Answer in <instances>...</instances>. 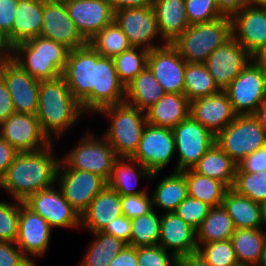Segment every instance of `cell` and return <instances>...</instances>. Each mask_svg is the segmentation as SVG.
I'll list each match as a JSON object with an SVG mask.
<instances>
[{
    "label": "cell",
    "mask_w": 266,
    "mask_h": 266,
    "mask_svg": "<svg viewBox=\"0 0 266 266\" xmlns=\"http://www.w3.org/2000/svg\"><path fill=\"white\" fill-rule=\"evenodd\" d=\"M54 144L47 148L18 152L0 181L4 189L14 200L24 201L37 191L56 185L61 158L53 154Z\"/></svg>",
    "instance_id": "6da1fadb"
},
{
    "label": "cell",
    "mask_w": 266,
    "mask_h": 266,
    "mask_svg": "<svg viewBox=\"0 0 266 266\" xmlns=\"http://www.w3.org/2000/svg\"><path fill=\"white\" fill-rule=\"evenodd\" d=\"M84 113L63 76L39 81L36 116L42 131L51 141L60 140L67 130H71L77 124Z\"/></svg>",
    "instance_id": "7a4b0ae2"
},
{
    "label": "cell",
    "mask_w": 266,
    "mask_h": 266,
    "mask_svg": "<svg viewBox=\"0 0 266 266\" xmlns=\"http://www.w3.org/2000/svg\"><path fill=\"white\" fill-rule=\"evenodd\" d=\"M70 49L41 36L16 44L9 56L38 81L62 76Z\"/></svg>",
    "instance_id": "3957f363"
},
{
    "label": "cell",
    "mask_w": 266,
    "mask_h": 266,
    "mask_svg": "<svg viewBox=\"0 0 266 266\" xmlns=\"http://www.w3.org/2000/svg\"><path fill=\"white\" fill-rule=\"evenodd\" d=\"M98 113L110 121L102 136L114 149L116 157L132 158L147 124L145 111L122 102L104 107Z\"/></svg>",
    "instance_id": "277c9868"
},
{
    "label": "cell",
    "mask_w": 266,
    "mask_h": 266,
    "mask_svg": "<svg viewBox=\"0 0 266 266\" xmlns=\"http://www.w3.org/2000/svg\"><path fill=\"white\" fill-rule=\"evenodd\" d=\"M232 37L230 16L190 25L171 45L187 63H204L209 55Z\"/></svg>",
    "instance_id": "5b68a950"
},
{
    "label": "cell",
    "mask_w": 266,
    "mask_h": 266,
    "mask_svg": "<svg viewBox=\"0 0 266 266\" xmlns=\"http://www.w3.org/2000/svg\"><path fill=\"white\" fill-rule=\"evenodd\" d=\"M85 115L92 113V88H96L97 51L88 43L69 51L62 74ZM87 112V113H86Z\"/></svg>",
    "instance_id": "8992f818"
},
{
    "label": "cell",
    "mask_w": 266,
    "mask_h": 266,
    "mask_svg": "<svg viewBox=\"0 0 266 266\" xmlns=\"http://www.w3.org/2000/svg\"><path fill=\"white\" fill-rule=\"evenodd\" d=\"M215 143L236 163L266 146V134L254 115L236 116L215 136Z\"/></svg>",
    "instance_id": "52a82bcc"
},
{
    "label": "cell",
    "mask_w": 266,
    "mask_h": 266,
    "mask_svg": "<svg viewBox=\"0 0 266 266\" xmlns=\"http://www.w3.org/2000/svg\"><path fill=\"white\" fill-rule=\"evenodd\" d=\"M116 158L114 149L104 137L88 133L61 160L71 169L97 174L107 182Z\"/></svg>",
    "instance_id": "ba28073f"
},
{
    "label": "cell",
    "mask_w": 266,
    "mask_h": 266,
    "mask_svg": "<svg viewBox=\"0 0 266 266\" xmlns=\"http://www.w3.org/2000/svg\"><path fill=\"white\" fill-rule=\"evenodd\" d=\"M224 91L237 116L254 115L266 100V77L250 60Z\"/></svg>",
    "instance_id": "9c48e42d"
},
{
    "label": "cell",
    "mask_w": 266,
    "mask_h": 266,
    "mask_svg": "<svg viewBox=\"0 0 266 266\" xmlns=\"http://www.w3.org/2000/svg\"><path fill=\"white\" fill-rule=\"evenodd\" d=\"M175 152L178 163L174 171L192 169L215 143V135L197 122L191 115L173 129Z\"/></svg>",
    "instance_id": "30bf717a"
},
{
    "label": "cell",
    "mask_w": 266,
    "mask_h": 266,
    "mask_svg": "<svg viewBox=\"0 0 266 266\" xmlns=\"http://www.w3.org/2000/svg\"><path fill=\"white\" fill-rule=\"evenodd\" d=\"M114 21L133 47H141L150 51L167 44L159 33L152 6L119 9L114 11ZM156 38H160L161 44L154 43Z\"/></svg>",
    "instance_id": "8fae6325"
},
{
    "label": "cell",
    "mask_w": 266,
    "mask_h": 266,
    "mask_svg": "<svg viewBox=\"0 0 266 266\" xmlns=\"http://www.w3.org/2000/svg\"><path fill=\"white\" fill-rule=\"evenodd\" d=\"M106 184L107 182L99 175L71 169L61 160L57 175V187L61 189L64 198L80 217Z\"/></svg>",
    "instance_id": "7c38bea8"
},
{
    "label": "cell",
    "mask_w": 266,
    "mask_h": 266,
    "mask_svg": "<svg viewBox=\"0 0 266 266\" xmlns=\"http://www.w3.org/2000/svg\"><path fill=\"white\" fill-rule=\"evenodd\" d=\"M0 77L8 87L15 113L36 114L39 81L9 55L0 56Z\"/></svg>",
    "instance_id": "4fadbf2b"
},
{
    "label": "cell",
    "mask_w": 266,
    "mask_h": 266,
    "mask_svg": "<svg viewBox=\"0 0 266 266\" xmlns=\"http://www.w3.org/2000/svg\"><path fill=\"white\" fill-rule=\"evenodd\" d=\"M53 186L29 195L23 203L46 220L53 230L57 228H79L80 215L64 198L61 189Z\"/></svg>",
    "instance_id": "5bb4252c"
},
{
    "label": "cell",
    "mask_w": 266,
    "mask_h": 266,
    "mask_svg": "<svg viewBox=\"0 0 266 266\" xmlns=\"http://www.w3.org/2000/svg\"><path fill=\"white\" fill-rule=\"evenodd\" d=\"M175 154L173 130L147 123L138 149L132 158L151 173H160L172 161Z\"/></svg>",
    "instance_id": "9a60e30c"
},
{
    "label": "cell",
    "mask_w": 266,
    "mask_h": 266,
    "mask_svg": "<svg viewBox=\"0 0 266 266\" xmlns=\"http://www.w3.org/2000/svg\"><path fill=\"white\" fill-rule=\"evenodd\" d=\"M0 136L18 152L42 150L53 143L42 131L36 114L13 113L0 125Z\"/></svg>",
    "instance_id": "2e32d148"
},
{
    "label": "cell",
    "mask_w": 266,
    "mask_h": 266,
    "mask_svg": "<svg viewBox=\"0 0 266 266\" xmlns=\"http://www.w3.org/2000/svg\"><path fill=\"white\" fill-rule=\"evenodd\" d=\"M52 231L46 220L20 201L16 245L35 266L34 260L43 256L50 248Z\"/></svg>",
    "instance_id": "e0dca14e"
},
{
    "label": "cell",
    "mask_w": 266,
    "mask_h": 266,
    "mask_svg": "<svg viewBox=\"0 0 266 266\" xmlns=\"http://www.w3.org/2000/svg\"><path fill=\"white\" fill-rule=\"evenodd\" d=\"M147 67L166 93H184L186 61L170 43L148 52Z\"/></svg>",
    "instance_id": "ac0fdd59"
},
{
    "label": "cell",
    "mask_w": 266,
    "mask_h": 266,
    "mask_svg": "<svg viewBox=\"0 0 266 266\" xmlns=\"http://www.w3.org/2000/svg\"><path fill=\"white\" fill-rule=\"evenodd\" d=\"M251 55L232 36L204 62L218 87L224 90L250 62Z\"/></svg>",
    "instance_id": "d6986e66"
},
{
    "label": "cell",
    "mask_w": 266,
    "mask_h": 266,
    "mask_svg": "<svg viewBox=\"0 0 266 266\" xmlns=\"http://www.w3.org/2000/svg\"><path fill=\"white\" fill-rule=\"evenodd\" d=\"M40 36L61 43L70 50L87 44L76 29L63 1L43 0V23Z\"/></svg>",
    "instance_id": "ffe728a7"
},
{
    "label": "cell",
    "mask_w": 266,
    "mask_h": 266,
    "mask_svg": "<svg viewBox=\"0 0 266 266\" xmlns=\"http://www.w3.org/2000/svg\"><path fill=\"white\" fill-rule=\"evenodd\" d=\"M76 29L88 41L114 21V10L109 0H64Z\"/></svg>",
    "instance_id": "44dd1931"
},
{
    "label": "cell",
    "mask_w": 266,
    "mask_h": 266,
    "mask_svg": "<svg viewBox=\"0 0 266 266\" xmlns=\"http://www.w3.org/2000/svg\"><path fill=\"white\" fill-rule=\"evenodd\" d=\"M231 22L232 36L250 55L266 46V7L244 6Z\"/></svg>",
    "instance_id": "7402d4cb"
},
{
    "label": "cell",
    "mask_w": 266,
    "mask_h": 266,
    "mask_svg": "<svg viewBox=\"0 0 266 266\" xmlns=\"http://www.w3.org/2000/svg\"><path fill=\"white\" fill-rule=\"evenodd\" d=\"M190 115L215 136L237 116L224 90L191 101Z\"/></svg>",
    "instance_id": "603a6c76"
},
{
    "label": "cell",
    "mask_w": 266,
    "mask_h": 266,
    "mask_svg": "<svg viewBox=\"0 0 266 266\" xmlns=\"http://www.w3.org/2000/svg\"><path fill=\"white\" fill-rule=\"evenodd\" d=\"M158 245L176 258L197 252L196 230L175 212L163 213Z\"/></svg>",
    "instance_id": "cb8c5ba5"
},
{
    "label": "cell",
    "mask_w": 266,
    "mask_h": 266,
    "mask_svg": "<svg viewBox=\"0 0 266 266\" xmlns=\"http://www.w3.org/2000/svg\"><path fill=\"white\" fill-rule=\"evenodd\" d=\"M125 102V86L119 81L112 57L97 52L96 88H92V113Z\"/></svg>",
    "instance_id": "d4e9b609"
},
{
    "label": "cell",
    "mask_w": 266,
    "mask_h": 266,
    "mask_svg": "<svg viewBox=\"0 0 266 266\" xmlns=\"http://www.w3.org/2000/svg\"><path fill=\"white\" fill-rule=\"evenodd\" d=\"M121 215V196L106 184L81 215L80 228L87 229L89 233L102 232L110 222Z\"/></svg>",
    "instance_id": "484cf974"
},
{
    "label": "cell",
    "mask_w": 266,
    "mask_h": 266,
    "mask_svg": "<svg viewBox=\"0 0 266 266\" xmlns=\"http://www.w3.org/2000/svg\"><path fill=\"white\" fill-rule=\"evenodd\" d=\"M43 0H18L12 31L7 37V55L16 44L40 36Z\"/></svg>",
    "instance_id": "4316f807"
},
{
    "label": "cell",
    "mask_w": 266,
    "mask_h": 266,
    "mask_svg": "<svg viewBox=\"0 0 266 266\" xmlns=\"http://www.w3.org/2000/svg\"><path fill=\"white\" fill-rule=\"evenodd\" d=\"M159 172L151 173L145 166L133 158L117 157L112 166V172L107 185L120 196L147 193V189H136L140 177L145 180L157 178ZM145 178V179H144Z\"/></svg>",
    "instance_id": "83f0119b"
},
{
    "label": "cell",
    "mask_w": 266,
    "mask_h": 266,
    "mask_svg": "<svg viewBox=\"0 0 266 266\" xmlns=\"http://www.w3.org/2000/svg\"><path fill=\"white\" fill-rule=\"evenodd\" d=\"M145 115L148 124L173 129L190 115V101L184 93H165Z\"/></svg>",
    "instance_id": "f1b7e54d"
},
{
    "label": "cell",
    "mask_w": 266,
    "mask_h": 266,
    "mask_svg": "<svg viewBox=\"0 0 266 266\" xmlns=\"http://www.w3.org/2000/svg\"><path fill=\"white\" fill-rule=\"evenodd\" d=\"M158 30L166 43H172L190 25L186 17L185 0H153Z\"/></svg>",
    "instance_id": "f546056e"
},
{
    "label": "cell",
    "mask_w": 266,
    "mask_h": 266,
    "mask_svg": "<svg viewBox=\"0 0 266 266\" xmlns=\"http://www.w3.org/2000/svg\"><path fill=\"white\" fill-rule=\"evenodd\" d=\"M222 205L231 217L235 229L262 228L261 204L229 188L225 192Z\"/></svg>",
    "instance_id": "4dcf8cb0"
},
{
    "label": "cell",
    "mask_w": 266,
    "mask_h": 266,
    "mask_svg": "<svg viewBox=\"0 0 266 266\" xmlns=\"http://www.w3.org/2000/svg\"><path fill=\"white\" fill-rule=\"evenodd\" d=\"M166 92L146 66L126 87L125 102L146 111Z\"/></svg>",
    "instance_id": "1f68e13d"
},
{
    "label": "cell",
    "mask_w": 266,
    "mask_h": 266,
    "mask_svg": "<svg viewBox=\"0 0 266 266\" xmlns=\"http://www.w3.org/2000/svg\"><path fill=\"white\" fill-rule=\"evenodd\" d=\"M237 164L214 143L193 166L192 170L210 178L217 179L232 188Z\"/></svg>",
    "instance_id": "d6a6232c"
},
{
    "label": "cell",
    "mask_w": 266,
    "mask_h": 266,
    "mask_svg": "<svg viewBox=\"0 0 266 266\" xmlns=\"http://www.w3.org/2000/svg\"><path fill=\"white\" fill-rule=\"evenodd\" d=\"M151 191L153 209L158 207L166 212H174L179 204L188 197V187L185 176L180 171H173L158 181Z\"/></svg>",
    "instance_id": "836d02e7"
},
{
    "label": "cell",
    "mask_w": 266,
    "mask_h": 266,
    "mask_svg": "<svg viewBox=\"0 0 266 266\" xmlns=\"http://www.w3.org/2000/svg\"><path fill=\"white\" fill-rule=\"evenodd\" d=\"M230 241L238 264L256 266L266 243V232L263 228L235 229Z\"/></svg>",
    "instance_id": "e575fe53"
},
{
    "label": "cell",
    "mask_w": 266,
    "mask_h": 266,
    "mask_svg": "<svg viewBox=\"0 0 266 266\" xmlns=\"http://www.w3.org/2000/svg\"><path fill=\"white\" fill-rule=\"evenodd\" d=\"M235 227L223 205L211 207L208 215L196 230V244L224 241L231 238Z\"/></svg>",
    "instance_id": "d590c367"
},
{
    "label": "cell",
    "mask_w": 266,
    "mask_h": 266,
    "mask_svg": "<svg viewBox=\"0 0 266 266\" xmlns=\"http://www.w3.org/2000/svg\"><path fill=\"white\" fill-rule=\"evenodd\" d=\"M180 172L185 176L188 196L196 198L211 207L222 205L225 192L229 189L224 183L194 172L192 169Z\"/></svg>",
    "instance_id": "8d00e7d4"
},
{
    "label": "cell",
    "mask_w": 266,
    "mask_h": 266,
    "mask_svg": "<svg viewBox=\"0 0 266 266\" xmlns=\"http://www.w3.org/2000/svg\"><path fill=\"white\" fill-rule=\"evenodd\" d=\"M90 242L78 266H108L113 258L128 244L123 240L103 232L91 233Z\"/></svg>",
    "instance_id": "74e56055"
},
{
    "label": "cell",
    "mask_w": 266,
    "mask_h": 266,
    "mask_svg": "<svg viewBox=\"0 0 266 266\" xmlns=\"http://www.w3.org/2000/svg\"><path fill=\"white\" fill-rule=\"evenodd\" d=\"M204 63H187L184 73V94L191 102L220 92Z\"/></svg>",
    "instance_id": "f35d334b"
},
{
    "label": "cell",
    "mask_w": 266,
    "mask_h": 266,
    "mask_svg": "<svg viewBox=\"0 0 266 266\" xmlns=\"http://www.w3.org/2000/svg\"><path fill=\"white\" fill-rule=\"evenodd\" d=\"M87 43L103 57H114L131 47L127 36L113 21L97 32Z\"/></svg>",
    "instance_id": "ab89813d"
},
{
    "label": "cell",
    "mask_w": 266,
    "mask_h": 266,
    "mask_svg": "<svg viewBox=\"0 0 266 266\" xmlns=\"http://www.w3.org/2000/svg\"><path fill=\"white\" fill-rule=\"evenodd\" d=\"M161 216L152 209L147 214L131 220L130 245L133 247L155 246L159 243Z\"/></svg>",
    "instance_id": "60d3db41"
},
{
    "label": "cell",
    "mask_w": 266,
    "mask_h": 266,
    "mask_svg": "<svg viewBox=\"0 0 266 266\" xmlns=\"http://www.w3.org/2000/svg\"><path fill=\"white\" fill-rule=\"evenodd\" d=\"M148 50L131 46L113 57L119 81L126 87L146 66Z\"/></svg>",
    "instance_id": "b9f144b4"
},
{
    "label": "cell",
    "mask_w": 266,
    "mask_h": 266,
    "mask_svg": "<svg viewBox=\"0 0 266 266\" xmlns=\"http://www.w3.org/2000/svg\"><path fill=\"white\" fill-rule=\"evenodd\" d=\"M237 194L262 204L266 200V171H236L232 188Z\"/></svg>",
    "instance_id": "7bdbcfd3"
},
{
    "label": "cell",
    "mask_w": 266,
    "mask_h": 266,
    "mask_svg": "<svg viewBox=\"0 0 266 266\" xmlns=\"http://www.w3.org/2000/svg\"><path fill=\"white\" fill-rule=\"evenodd\" d=\"M197 251L211 266L238 265L230 239L202 244Z\"/></svg>",
    "instance_id": "ee69618b"
},
{
    "label": "cell",
    "mask_w": 266,
    "mask_h": 266,
    "mask_svg": "<svg viewBox=\"0 0 266 266\" xmlns=\"http://www.w3.org/2000/svg\"><path fill=\"white\" fill-rule=\"evenodd\" d=\"M20 201H0V241L16 243L19 226Z\"/></svg>",
    "instance_id": "f6af8a7d"
},
{
    "label": "cell",
    "mask_w": 266,
    "mask_h": 266,
    "mask_svg": "<svg viewBox=\"0 0 266 266\" xmlns=\"http://www.w3.org/2000/svg\"><path fill=\"white\" fill-rule=\"evenodd\" d=\"M185 11L189 25L205 23L225 16L216 0H185Z\"/></svg>",
    "instance_id": "bcb514c9"
},
{
    "label": "cell",
    "mask_w": 266,
    "mask_h": 266,
    "mask_svg": "<svg viewBox=\"0 0 266 266\" xmlns=\"http://www.w3.org/2000/svg\"><path fill=\"white\" fill-rule=\"evenodd\" d=\"M210 209V205L188 196L179 204L174 212L197 230L208 215Z\"/></svg>",
    "instance_id": "7dc6e473"
},
{
    "label": "cell",
    "mask_w": 266,
    "mask_h": 266,
    "mask_svg": "<svg viewBox=\"0 0 266 266\" xmlns=\"http://www.w3.org/2000/svg\"><path fill=\"white\" fill-rule=\"evenodd\" d=\"M139 266H177V258L160 245L137 247Z\"/></svg>",
    "instance_id": "c3c4849f"
},
{
    "label": "cell",
    "mask_w": 266,
    "mask_h": 266,
    "mask_svg": "<svg viewBox=\"0 0 266 266\" xmlns=\"http://www.w3.org/2000/svg\"><path fill=\"white\" fill-rule=\"evenodd\" d=\"M121 204L123 215L130 220L147 214L153 209L149 193L121 196Z\"/></svg>",
    "instance_id": "681fc988"
},
{
    "label": "cell",
    "mask_w": 266,
    "mask_h": 266,
    "mask_svg": "<svg viewBox=\"0 0 266 266\" xmlns=\"http://www.w3.org/2000/svg\"><path fill=\"white\" fill-rule=\"evenodd\" d=\"M0 266H35L16 245L0 241Z\"/></svg>",
    "instance_id": "f907efd6"
},
{
    "label": "cell",
    "mask_w": 266,
    "mask_h": 266,
    "mask_svg": "<svg viewBox=\"0 0 266 266\" xmlns=\"http://www.w3.org/2000/svg\"><path fill=\"white\" fill-rule=\"evenodd\" d=\"M236 171L260 173L266 171V146L246 156L239 164Z\"/></svg>",
    "instance_id": "816d5d0a"
},
{
    "label": "cell",
    "mask_w": 266,
    "mask_h": 266,
    "mask_svg": "<svg viewBox=\"0 0 266 266\" xmlns=\"http://www.w3.org/2000/svg\"><path fill=\"white\" fill-rule=\"evenodd\" d=\"M131 228V220L128 219L126 216L121 215L117 219H114L112 222H110L102 232L121 239L125 243L130 245L132 233Z\"/></svg>",
    "instance_id": "f5cc1de1"
},
{
    "label": "cell",
    "mask_w": 266,
    "mask_h": 266,
    "mask_svg": "<svg viewBox=\"0 0 266 266\" xmlns=\"http://www.w3.org/2000/svg\"><path fill=\"white\" fill-rule=\"evenodd\" d=\"M18 0H0V31L7 36L12 31Z\"/></svg>",
    "instance_id": "db71d44e"
},
{
    "label": "cell",
    "mask_w": 266,
    "mask_h": 266,
    "mask_svg": "<svg viewBox=\"0 0 266 266\" xmlns=\"http://www.w3.org/2000/svg\"><path fill=\"white\" fill-rule=\"evenodd\" d=\"M18 151L0 136V181L14 161Z\"/></svg>",
    "instance_id": "11a10c76"
},
{
    "label": "cell",
    "mask_w": 266,
    "mask_h": 266,
    "mask_svg": "<svg viewBox=\"0 0 266 266\" xmlns=\"http://www.w3.org/2000/svg\"><path fill=\"white\" fill-rule=\"evenodd\" d=\"M15 113L8 87L0 77V125Z\"/></svg>",
    "instance_id": "9f6ffc18"
},
{
    "label": "cell",
    "mask_w": 266,
    "mask_h": 266,
    "mask_svg": "<svg viewBox=\"0 0 266 266\" xmlns=\"http://www.w3.org/2000/svg\"><path fill=\"white\" fill-rule=\"evenodd\" d=\"M108 266H139L137 248L127 245L112 259Z\"/></svg>",
    "instance_id": "6f0895ef"
},
{
    "label": "cell",
    "mask_w": 266,
    "mask_h": 266,
    "mask_svg": "<svg viewBox=\"0 0 266 266\" xmlns=\"http://www.w3.org/2000/svg\"><path fill=\"white\" fill-rule=\"evenodd\" d=\"M220 11L226 16H232L245 6V0H216Z\"/></svg>",
    "instance_id": "680465c9"
},
{
    "label": "cell",
    "mask_w": 266,
    "mask_h": 266,
    "mask_svg": "<svg viewBox=\"0 0 266 266\" xmlns=\"http://www.w3.org/2000/svg\"><path fill=\"white\" fill-rule=\"evenodd\" d=\"M177 266H211L207 261L200 255V253L194 252L186 256L177 258Z\"/></svg>",
    "instance_id": "91938a15"
},
{
    "label": "cell",
    "mask_w": 266,
    "mask_h": 266,
    "mask_svg": "<svg viewBox=\"0 0 266 266\" xmlns=\"http://www.w3.org/2000/svg\"><path fill=\"white\" fill-rule=\"evenodd\" d=\"M114 11L130 7L152 6L153 0H109Z\"/></svg>",
    "instance_id": "94428289"
},
{
    "label": "cell",
    "mask_w": 266,
    "mask_h": 266,
    "mask_svg": "<svg viewBox=\"0 0 266 266\" xmlns=\"http://www.w3.org/2000/svg\"><path fill=\"white\" fill-rule=\"evenodd\" d=\"M251 60L266 77V46L261 47L254 52L251 55Z\"/></svg>",
    "instance_id": "6125c7cd"
},
{
    "label": "cell",
    "mask_w": 266,
    "mask_h": 266,
    "mask_svg": "<svg viewBox=\"0 0 266 266\" xmlns=\"http://www.w3.org/2000/svg\"><path fill=\"white\" fill-rule=\"evenodd\" d=\"M254 116L258 119L259 124L266 134V100L255 111Z\"/></svg>",
    "instance_id": "be15d7a7"
},
{
    "label": "cell",
    "mask_w": 266,
    "mask_h": 266,
    "mask_svg": "<svg viewBox=\"0 0 266 266\" xmlns=\"http://www.w3.org/2000/svg\"><path fill=\"white\" fill-rule=\"evenodd\" d=\"M7 55V37L0 31V56Z\"/></svg>",
    "instance_id": "e7e4bbea"
},
{
    "label": "cell",
    "mask_w": 266,
    "mask_h": 266,
    "mask_svg": "<svg viewBox=\"0 0 266 266\" xmlns=\"http://www.w3.org/2000/svg\"><path fill=\"white\" fill-rule=\"evenodd\" d=\"M245 6L266 7V0H245Z\"/></svg>",
    "instance_id": "03108f58"
},
{
    "label": "cell",
    "mask_w": 266,
    "mask_h": 266,
    "mask_svg": "<svg viewBox=\"0 0 266 266\" xmlns=\"http://www.w3.org/2000/svg\"><path fill=\"white\" fill-rule=\"evenodd\" d=\"M256 266H266V243H265L263 251L261 253L260 260Z\"/></svg>",
    "instance_id": "003e7915"
},
{
    "label": "cell",
    "mask_w": 266,
    "mask_h": 266,
    "mask_svg": "<svg viewBox=\"0 0 266 266\" xmlns=\"http://www.w3.org/2000/svg\"><path fill=\"white\" fill-rule=\"evenodd\" d=\"M262 224L266 225V200L261 204Z\"/></svg>",
    "instance_id": "a7ac6f4b"
},
{
    "label": "cell",
    "mask_w": 266,
    "mask_h": 266,
    "mask_svg": "<svg viewBox=\"0 0 266 266\" xmlns=\"http://www.w3.org/2000/svg\"><path fill=\"white\" fill-rule=\"evenodd\" d=\"M236 266H252V265H244V264H238Z\"/></svg>",
    "instance_id": "89a4df30"
}]
</instances>
